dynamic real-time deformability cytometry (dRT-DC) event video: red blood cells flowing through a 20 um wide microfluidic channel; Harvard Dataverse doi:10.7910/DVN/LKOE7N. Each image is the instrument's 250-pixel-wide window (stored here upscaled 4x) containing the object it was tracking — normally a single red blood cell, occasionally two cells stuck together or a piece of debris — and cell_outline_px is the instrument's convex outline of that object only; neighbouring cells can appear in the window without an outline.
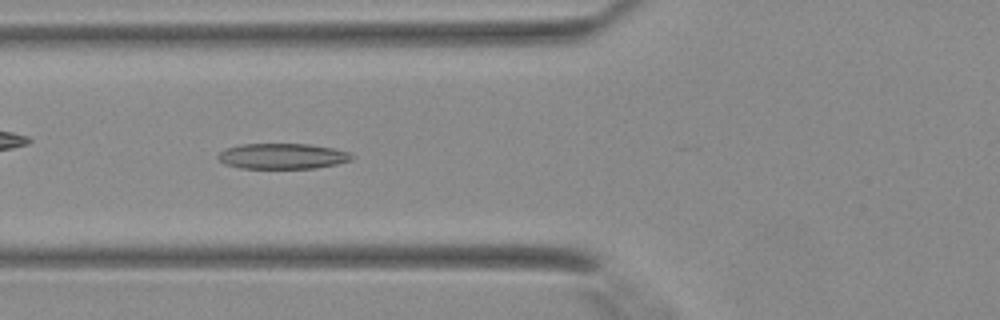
{"species": "Egyptian fruit bat (a non-hibernating species)", "species_latin": "Rousettus aegyptiacus", "temperature_condition": "warm", "stored_images_in_passage": 28, "camera_frame_rate_fps": 3000, "um_per_image_px": 0.085, "animal": {"sex": "female"}, "frame": {"image": 1, "passage_image": 16, "time_ms": 5.0, "image_size_px": [1000, 320], "cell_outline_px": [[356, 156], [352, 160], [336, 164], [316, 168], [240, 168], [224, 164], [216, 156], [224, 148], [240, 144], [308, 144], [332, 148], [348, 152]], "centroid_in_image_um": [23.99, 13.27], "position_along_channel_um": 101.8, "area_um2": 20.0}}
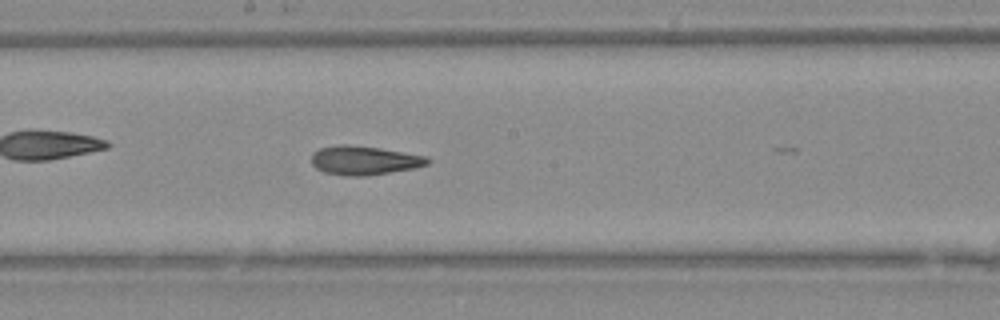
{"frame": {"image": 2, "passage_image": 23, "time_ms": 7.333, "image_size_px": [1000, 320], "cell_outline_px": [[432, 160], [428, 164], [416, 168], [368, 176], [344, 176], [324, 172], [316, 168], [312, 164], [312, 152], [320, 148], [340, 144], [344, 144], [376, 148], [424, 156]], "centroid_in_image_um": [30.93, 13.65], "position_along_channel_um": 217.3, "area_um2": 19.48}}